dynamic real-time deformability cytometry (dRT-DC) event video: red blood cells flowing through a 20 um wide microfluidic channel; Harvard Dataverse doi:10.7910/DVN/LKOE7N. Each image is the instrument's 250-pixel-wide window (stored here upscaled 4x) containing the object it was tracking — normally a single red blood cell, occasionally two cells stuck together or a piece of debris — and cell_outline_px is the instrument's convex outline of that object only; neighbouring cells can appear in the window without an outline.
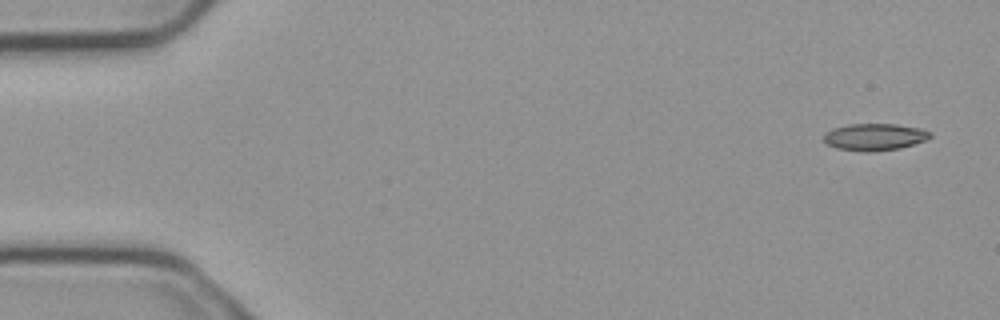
{"species": "common noctule bat (a hibernating species)", "species_latin": "Nyctalus noctula", "temperature_condition": "cold", "stored_images_in_passage": 7, "camera_frame_rate_fps": 3000, "um_per_image_px": 0.085, "animal": {"sex": "male", "body_mass_g": 23.1, "forearm_length_mm": 52.7}, "frame": {"image": 1, "passage_image": 1, "time_ms": 0.0, "image_size_px": [1000, 320], "cell_outline_px": [[932, 136], [928, 140], [900, 148], [872, 152], [864, 152], [836, 148], [828, 144], [824, 140], [824, 132], [832, 128], [852, 124], [896, 124], [920, 128], [932, 132]], "centroid_in_image_um": [74.37, 11.64], "position_along_channel_um": 10.6, "area_um2": 16.88}}
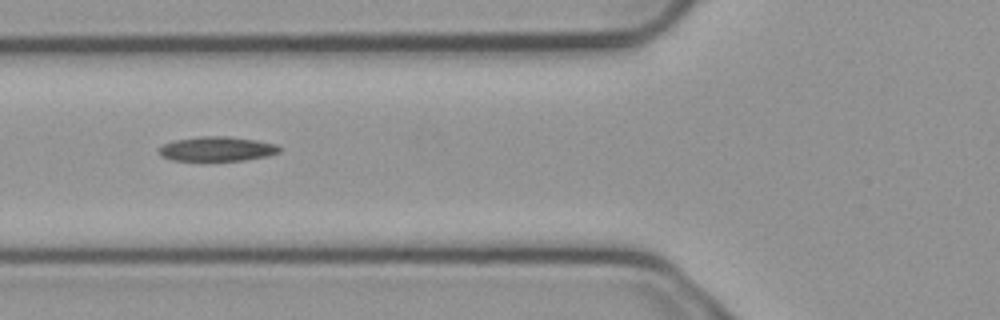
{"frame": {"image": 2, "passage_image": 5, "time_ms": 1.333, "image_size_px": [1000, 320], "cell_outline_px": [[280, 152], [268, 156], [244, 160], [204, 164], [172, 160], [160, 156], [160, 148], [164, 144], [176, 140], [200, 136], [228, 136], [256, 140], [276, 144], [280, 148]], "centroid_in_image_um": [18.42, 12.71], "position_along_channel_um": 107.4, "area_um2": 18.09}}
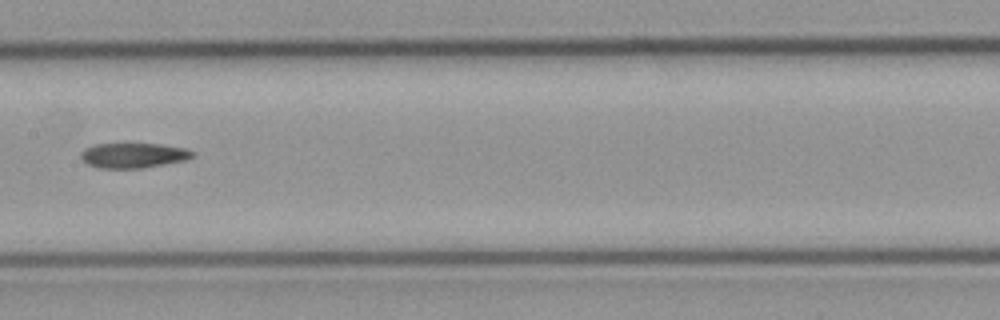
{"frame": {"image": 3, "passage_image": 7, "time_ms": 2.0, "image_size_px": [1000, 320], "cell_outline_px": [[196, 156], [184, 160], [140, 168], [96, 168], [88, 164], [80, 156], [80, 152], [84, 148], [96, 144], [160, 144], [184, 148], [196, 152]], "centroid_in_image_um": [11.33, 13.2], "position_along_channel_um": 196.1, "area_um2": 16.18}}